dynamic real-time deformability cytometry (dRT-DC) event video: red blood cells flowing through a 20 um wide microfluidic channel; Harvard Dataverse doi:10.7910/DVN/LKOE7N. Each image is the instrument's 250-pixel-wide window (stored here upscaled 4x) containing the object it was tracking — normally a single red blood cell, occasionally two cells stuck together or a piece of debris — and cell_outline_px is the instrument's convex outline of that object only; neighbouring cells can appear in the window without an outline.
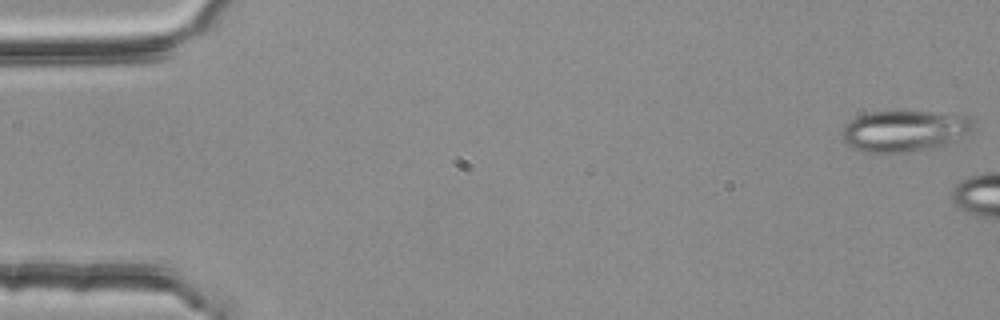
{"species": "common noctule bat (a hibernating species)", "species_latin": "Nyctalus noctula", "temperature_condition": "room temperature", "stored_images_in_passage": 2, "camera_frame_rate_fps": 3000, "um_per_image_px": 0.085, "animal": {"sex": "female", "body_mass_g": 25.1}, "frame": {"image": 1, "passage_image": 1, "time_ms": 0.0, "image_size_px": [1000, 320], "cell_outline_px": [[976, 128], [944, 144], [932, 148], [904, 152], [864, 152], [848, 144], [844, 140], [840, 132], [856, 116], [868, 112], [928, 112], [968, 116], [972, 120]], "centroid_in_image_um": [76.86, 11.12], "position_along_channel_um": 8.1, "area_um2": 30.81}}